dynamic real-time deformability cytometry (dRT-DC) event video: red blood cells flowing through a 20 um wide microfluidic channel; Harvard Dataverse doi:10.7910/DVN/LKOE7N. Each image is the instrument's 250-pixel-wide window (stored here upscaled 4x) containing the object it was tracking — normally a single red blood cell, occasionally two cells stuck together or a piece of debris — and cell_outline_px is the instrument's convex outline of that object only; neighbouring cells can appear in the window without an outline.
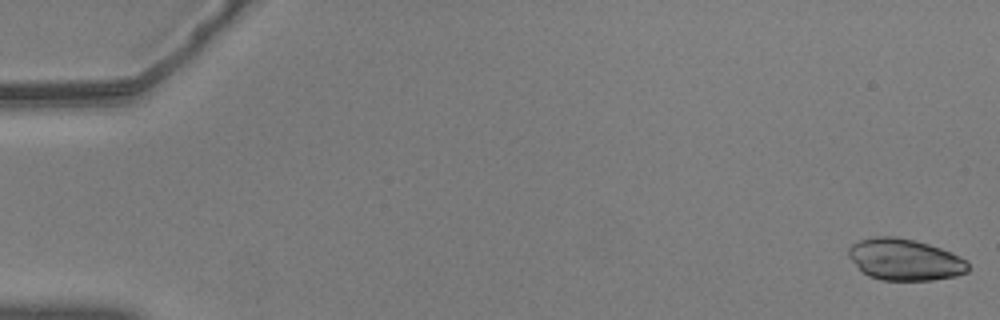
{"species": "common noctule bat (a hibernating species)", "species_latin": "Nyctalus noctula", "temperature_condition": "warm", "stored_images_in_passage": 56, "camera_frame_rate_fps": 3000, "um_per_image_px": 0.085, "animal": {"sex": "male", "body_mass_g": 20.5, "forearm_length_mm": 52.5}, "frame": {"image": 1, "passage_image": 1, "time_ms": 0.0, "image_size_px": [1000, 320], "cell_outline_px": [[968, 272], [956, 276], [932, 280], [880, 280], [868, 276], [848, 256], [848, 248], [852, 244], [860, 240], [876, 236], [896, 236], [916, 240], [940, 248], [960, 256], [968, 260]], "centroid_in_image_um": [76.93, 22.06], "position_along_channel_um": 8.1, "area_um2": 28.96}}
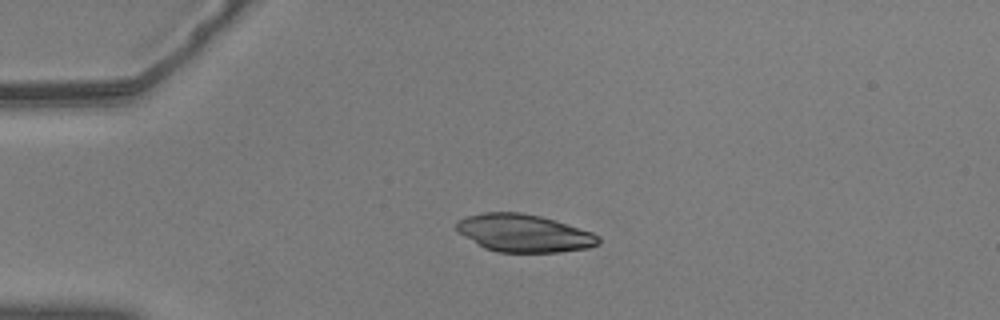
{"frame": {"image": 2, "passage_image": 14, "time_ms": 4.333, "image_size_px": [1000, 320], "cell_outline_px": [[600, 244], [588, 248], [560, 252], [500, 252], [484, 248], [456, 232], [456, 220], [468, 216], [484, 212], [520, 212], [540, 216], [556, 220], [592, 232], [600, 236]], "centroid_in_image_um": [44.53, 19.81], "position_along_channel_um": 40.5, "area_um2": 31.39}}
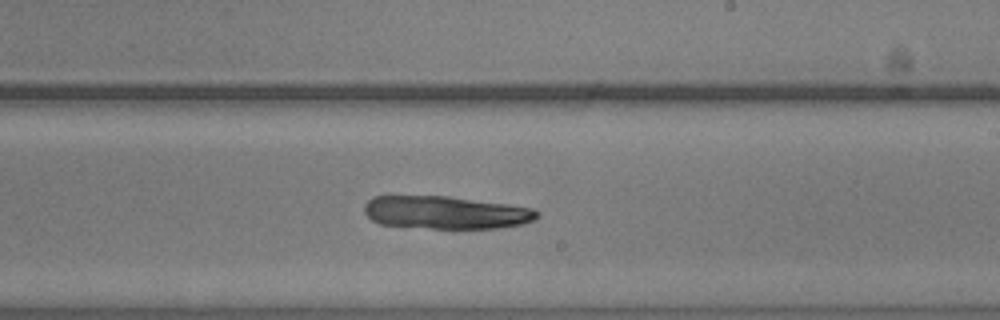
{"frame": {"image": 3, "passage_image": 34, "time_ms": 11.0, "image_size_px": [1000, 320], "cell_outline_px": [[540, 216], [536, 220], [524, 224], [504, 228], [432, 228], [380, 224], [372, 220], [364, 212], [364, 204], [372, 196], [448, 196], [532, 208], [540, 212]], "centroid_in_image_um": [37.92, 18.07], "position_along_channel_um": 251.1, "area_um2": 33.12}}